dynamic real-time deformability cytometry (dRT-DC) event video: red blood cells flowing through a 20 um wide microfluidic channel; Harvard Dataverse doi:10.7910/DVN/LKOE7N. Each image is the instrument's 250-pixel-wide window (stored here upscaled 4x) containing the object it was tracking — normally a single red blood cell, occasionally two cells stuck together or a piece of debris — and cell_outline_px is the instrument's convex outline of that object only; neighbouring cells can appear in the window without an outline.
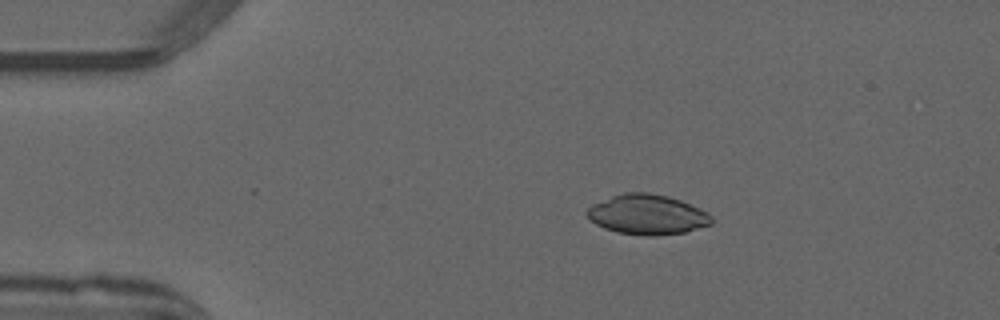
{"species": "common noctule bat (a hibernating species)", "species_latin": "Nyctalus noctula", "temperature_condition": "warm", "stored_images_in_passage": 26, "camera_frame_rate_fps": 3000, "um_per_image_px": 0.085, "animal": {"sex": "male", "forearm_length_mm": 52.5}, "frame": {"image": 1, "passage_image": 1, "time_ms": 0.0, "image_size_px": [1000, 320], "cell_outline_px": [[712, 224], [684, 232], [656, 236], [644, 236], [616, 232], [604, 228], [588, 220], [584, 212], [592, 204], [612, 196], [624, 192], [648, 192], [668, 196], [680, 200], [708, 212], [712, 216]], "centroid_in_image_um": [54.98, 18.24], "position_along_channel_um": 30.0, "area_um2": 29.25}}
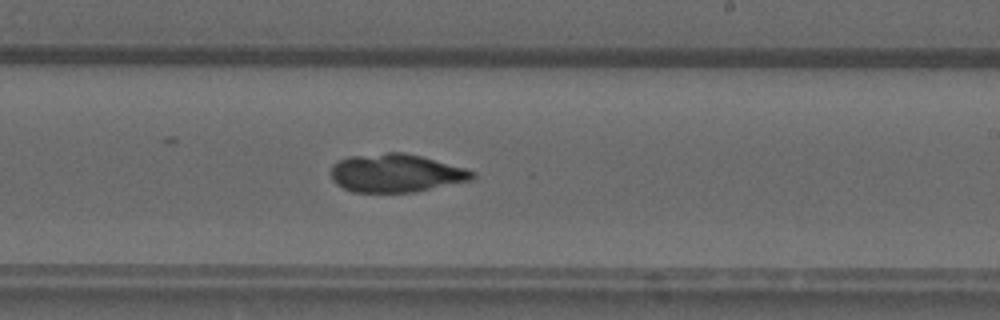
{"frame": {"image": 2, "passage_image": 22, "time_ms": 7.0, "image_size_px": [1000, 320], "cell_outline_px": [[476, 176], [472, 180], [416, 192], [352, 192], [336, 184], [332, 180], [332, 164], [336, 160], [348, 156], [388, 152], [404, 152], [420, 156], [464, 168], [476, 172]], "centroid_in_image_um": [33.64, 14.71], "position_along_channel_um": 255.4, "area_um2": 31.67}}